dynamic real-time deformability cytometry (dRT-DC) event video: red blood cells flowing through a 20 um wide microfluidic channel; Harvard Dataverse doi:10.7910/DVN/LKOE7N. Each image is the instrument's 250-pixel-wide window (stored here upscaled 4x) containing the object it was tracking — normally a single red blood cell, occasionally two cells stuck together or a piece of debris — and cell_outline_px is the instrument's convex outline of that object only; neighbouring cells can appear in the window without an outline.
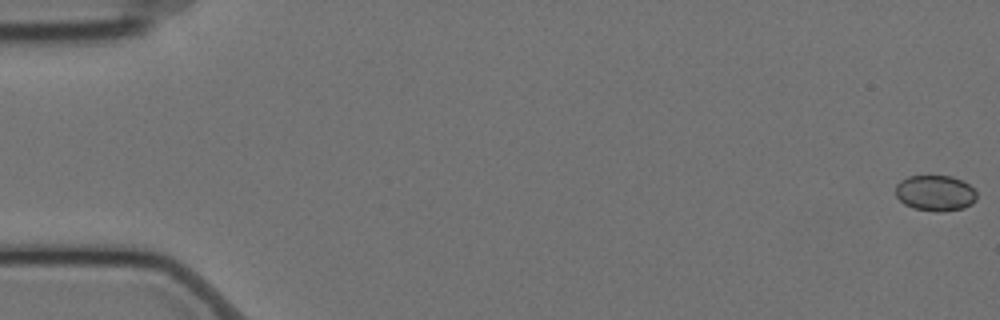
{"species": "Egyptian fruit bat (a non-hibernating species)", "species_latin": "Rousettus aegyptiacus", "temperature_condition": "cold", "stored_images_in_passage": 57, "camera_frame_rate_fps": 3000, "um_per_image_px": 0.085, "animal": {"sex": "female"}, "frame": {"image": 1, "passage_image": 1, "time_ms": 0.0, "image_size_px": [1000, 320], "cell_outline_px": [[976, 200], [972, 204], [964, 208], [912, 208], [904, 204], [896, 196], [896, 184], [900, 180], [908, 176], [952, 176], [968, 184], [976, 192]], "centroid_in_image_um": [79.47, 16.35], "position_along_channel_um": 5.5, "area_um2": 16.18}}
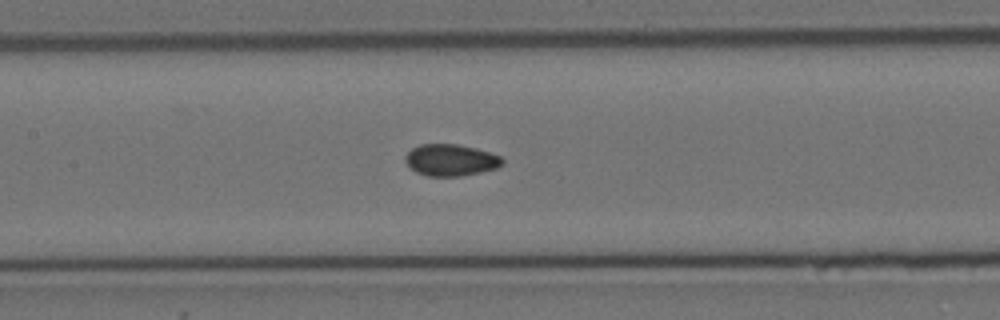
{"frame": {"image": 2, "passage_image": 28, "time_ms": 9.0, "image_size_px": [1000, 320], "cell_outline_px": [[504, 160], [496, 168], [480, 172], [460, 176], [428, 176], [416, 172], [404, 160], [404, 156], [412, 148], [420, 144], [456, 144], [476, 148], [500, 156]], "centroid_in_image_um": [38.28, 13.6], "position_along_channel_um": 169.1, "area_um2": 17.74}}
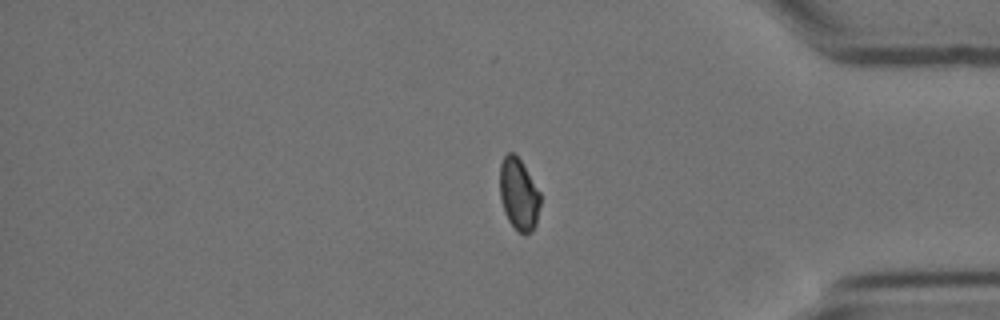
{"frame": {"image": 3, "passage_image": 49, "time_ms": 16.0, "image_size_px": [1000, 320], "cell_outline_px": [[540, 204], [536, 224], [532, 232], [524, 236], [508, 220], [504, 212], [500, 200], [500, 164], [504, 156], [508, 152], [512, 152], [520, 160], [540, 192]], "centroid_in_image_um": [44.09, 16.54], "position_along_channel_um": 391.1, "area_um2": 16.94}}